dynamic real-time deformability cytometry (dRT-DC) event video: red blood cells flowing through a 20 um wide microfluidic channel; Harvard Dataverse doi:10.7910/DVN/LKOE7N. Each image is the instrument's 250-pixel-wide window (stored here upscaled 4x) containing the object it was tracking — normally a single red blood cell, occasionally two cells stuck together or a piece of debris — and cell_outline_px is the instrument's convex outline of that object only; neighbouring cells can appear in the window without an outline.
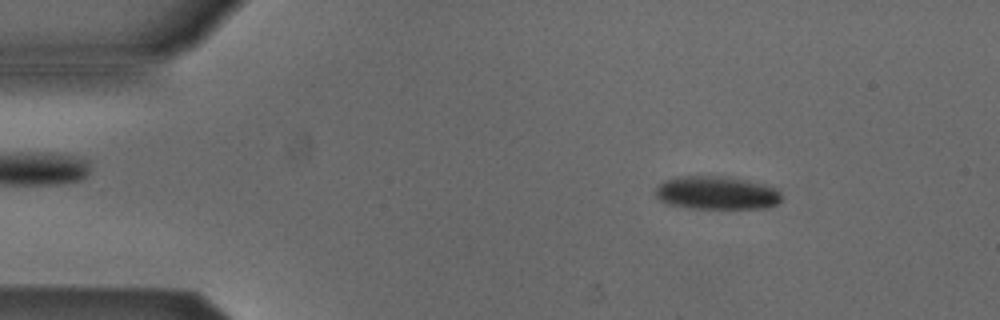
{"species": "Egyptian fruit bat (a non-hibernating species)", "species_latin": "Rousettus aegyptiacus", "temperature_condition": "cold", "stored_images_in_passage": 16, "camera_frame_rate_fps": 3000, "um_per_image_px": 0.085, "animal": {"sex": "male"}, "frame": {"image": 1, "passage_image": 7, "time_ms": 2.0, "image_size_px": [1000, 320], "cell_outline_px": [[780, 200], [776, 204], [764, 208], [688, 208], [664, 204], [656, 196], [656, 188], [664, 180], [676, 176], [716, 176], [744, 180], [764, 184], [780, 188]], "centroid_in_image_um": [60.88, 16.4], "position_along_channel_um": 24.1, "area_um2": 24.45}}
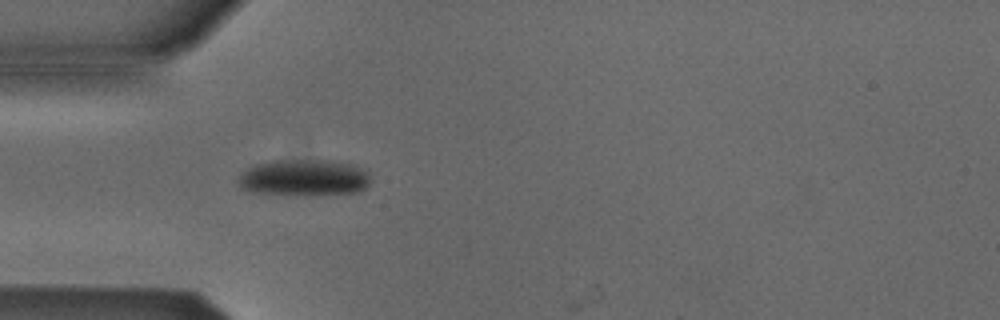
{"frame": {"image": 2, "passage_image": 15, "time_ms": 4.667, "image_size_px": [1000, 320], "cell_outline_px": [[368, 184], [364, 188], [356, 192], [308, 196], [252, 192], [240, 188], [236, 180], [248, 168], [256, 164], [272, 160], [328, 160], [352, 164], [368, 172]], "centroid_in_image_um": [25.8, 15.11], "position_along_channel_um": 59.2, "area_um2": 28.26}}